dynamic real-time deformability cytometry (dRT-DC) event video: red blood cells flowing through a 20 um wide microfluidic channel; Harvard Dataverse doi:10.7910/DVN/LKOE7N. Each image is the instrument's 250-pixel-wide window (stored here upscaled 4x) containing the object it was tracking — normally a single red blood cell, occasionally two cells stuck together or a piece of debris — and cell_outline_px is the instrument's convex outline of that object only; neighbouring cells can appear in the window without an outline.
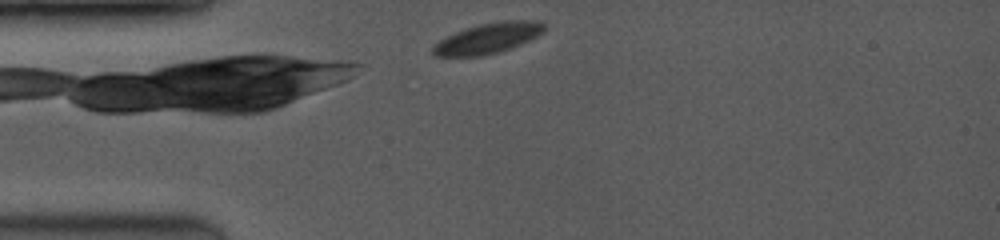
{"species": "common noctule bat (a hibernating species)", "species_latin": "Nyctalus noctula", "temperature_condition": "room temperature", "stored_images_in_passage": 39, "camera_frame_rate_fps": 3500, "um_per_image_px": 0.085, "animal": {"sex": "female", "body_mass_g": 19.0, "forearm_length_mm": 53.3}, "frame": {"image": 1, "passage_image": 2, "time_ms": 0.286, "image_size_px": [1000, 240], "cell_outline_px": [[544, 28], [536, 36], [520, 44], [500, 52], [480, 56], [432, 56], [432, 44], [464, 28], [480, 24], [504, 20], [540, 20], [544, 24]], "centroid_in_image_um": [41.44, 3.25], "position_along_channel_um": 43.6, "area_um2": 19.65}}
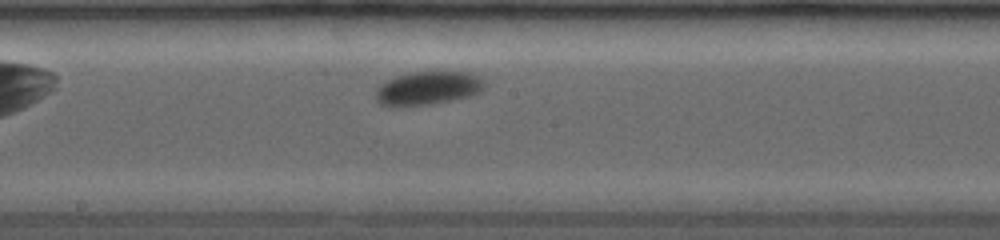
{"frame": {"image": 2, "passage_image": 19, "time_ms": 5.143, "image_size_px": [1000, 240], "cell_outline_px": [[484, 88], [480, 92], [468, 96], [452, 100], [428, 104], [380, 104], [376, 100], [376, 88], [380, 84], [396, 76], [412, 72], [468, 72], [480, 76], [484, 80]], "centroid_in_image_um": [36.42, 7.46], "position_along_channel_um": 211.8, "area_um2": 20.69}}
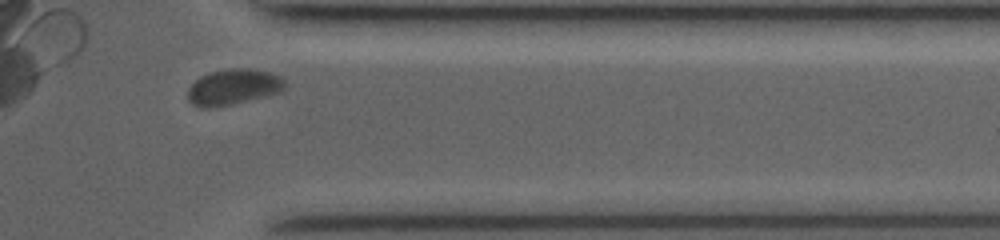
{"frame": {"image": 3, "passage_image": 35, "time_ms": 9.714, "image_size_px": [1000, 240], "cell_outline_px": [[288, 84], [280, 92], [232, 104], [208, 108], [200, 108], [192, 104], [188, 100], [188, 88], [200, 76], [208, 72], [232, 68], [248, 68], [268, 72], [280, 76]], "centroid_in_image_um": [19.82, 7.39], "position_along_channel_um": 391.6, "area_um2": 20.23}, "authors_computed_cell_mechanics": {"area_um2": 20.7502, "velocity_mm_per_s": 3.9066, "shape_relaxation_time_tau1_ms": 3.9, "shape_relaxation_time_tau2_ms": null, "deformation_change_tau1": 0.0781, "deformation_change_tau2": null}}